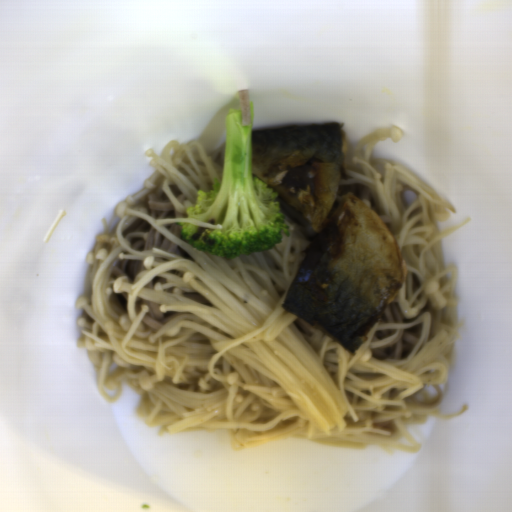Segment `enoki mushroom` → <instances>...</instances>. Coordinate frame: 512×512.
<instances>
[{"instance_id":"1","label":"enoki mushroom","mask_w":512,"mask_h":512,"mask_svg":"<svg viewBox=\"0 0 512 512\" xmlns=\"http://www.w3.org/2000/svg\"><path fill=\"white\" fill-rule=\"evenodd\" d=\"M402 137L397 125L377 130L342 158L335 197L355 194L381 217L406 272L354 353L283 308L308 245L286 217L288 237L251 255L226 259L185 240L178 222L222 227L187 208L213 191L226 142L212 155L179 139L146 150L153 172L96 238L90 296L76 302V345L104 401L129 383L141 421L162 437L223 431L239 450L298 439L418 454L409 427L466 412L439 411L459 336L458 269L443 268L440 242L472 218L441 232L455 206L393 160L370 159L376 143Z\"/></svg>"}]
</instances>
